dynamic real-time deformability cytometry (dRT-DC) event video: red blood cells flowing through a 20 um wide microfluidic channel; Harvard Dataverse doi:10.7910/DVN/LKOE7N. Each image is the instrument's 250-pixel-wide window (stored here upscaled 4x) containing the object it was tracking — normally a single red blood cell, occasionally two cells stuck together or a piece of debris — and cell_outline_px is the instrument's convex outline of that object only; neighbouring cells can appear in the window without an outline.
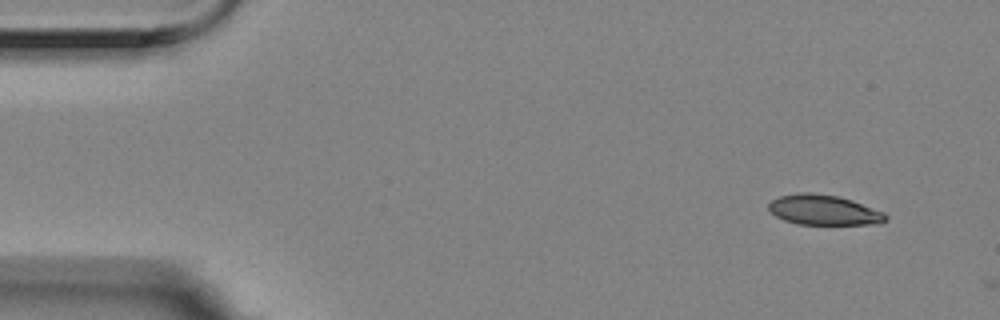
{"species": "Egyptian fruit bat (a non-hibernating species)", "species_latin": "Rousettus aegyptiacus", "temperature_condition": "room temperature", "stored_images_in_passage": 2, "camera_frame_rate_fps": 3000, "um_per_image_px": 0.085, "animal": {"sex": "female"}, "frame": {"image": 1, "passage_image": 1, "time_ms": 0.0, "image_size_px": [1000, 320], "cell_outline_px": [[888, 220], [880, 224], [796, 224], [784, 220], [776, 216], [768, 208], [768, 204], [772, 200], [780, 196], [800, 192], [812, 192], [836, 196], [852, 200], [884, 212], [888, 216]], "centroid_in_image_um": [70.04, 17.85], "position_along_channel_um": 15.0, "area_um2": 20.58}}